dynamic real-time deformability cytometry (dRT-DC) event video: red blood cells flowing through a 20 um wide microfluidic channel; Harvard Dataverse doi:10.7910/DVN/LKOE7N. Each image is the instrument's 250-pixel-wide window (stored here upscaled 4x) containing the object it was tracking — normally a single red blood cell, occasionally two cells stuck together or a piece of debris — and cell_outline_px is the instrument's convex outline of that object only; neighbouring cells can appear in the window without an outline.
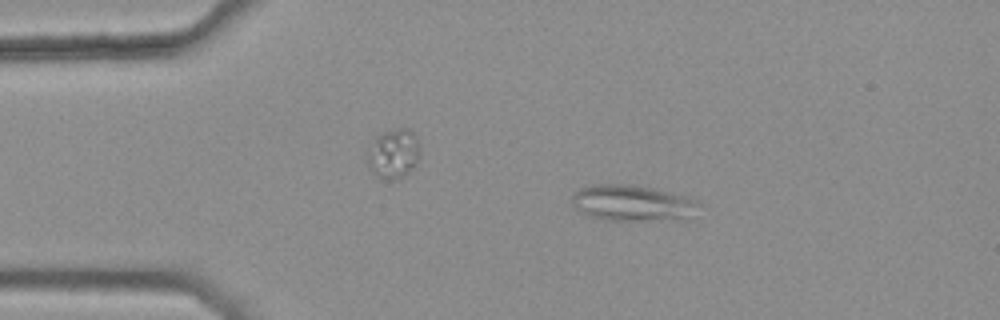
{"species": "common noctule bat (a hibernating species)", "species_latin": "Nyctalus noctula", "temperature_condition": "warm", "stored_images_in_passage": 4, "camera_frame_rate_fps": 3000, "um_per_image_px": 0.085, "animal": {"sex": "female", "body_mass_g": 25.1}, "frame": {"image": 1, "passage_image": 2, "time_ms": 0.333, "image_size_px": [1000, 320], "cell_outline_px": [[700, 204], [680, 220], [604, 220], [588, 216], [580, 212], [572, 204], [572, 196], [580, 188], [600, 184], [628, 184], [656, 188], [700, 200]], "centroid_in_image_um": [53.72, 17.25], "position_along_channel_um": 31.3, "area_um2": 26.53}}
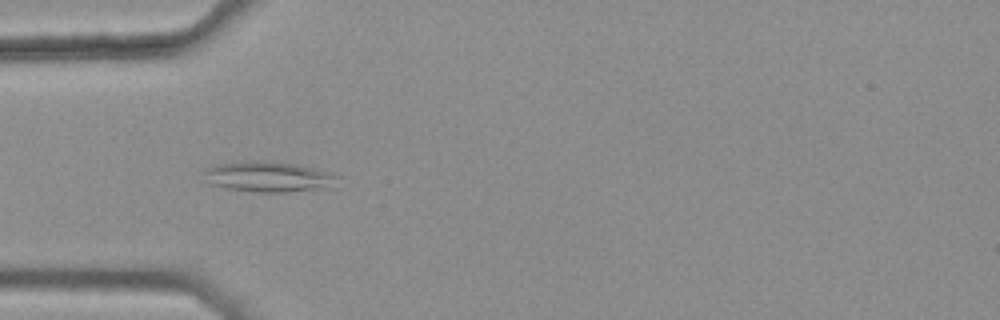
{"frame": {"image": 2, "passage_image": 3, "time_ms": 0.667, "image_size_px": [1000, 320], "cell_outline_px": [[340, 176], [332, 188], [288, 192], [256, 192], [224, 188], [208, 184], [204, 172], [204, 168], [212, 164], [252, 160], [256, 160], [296, 164], [332, 172]], "centroid_in_image_um": [22.82, 15.02], "position_along_channel_um": 62.2, "area_um2": 24.28}}